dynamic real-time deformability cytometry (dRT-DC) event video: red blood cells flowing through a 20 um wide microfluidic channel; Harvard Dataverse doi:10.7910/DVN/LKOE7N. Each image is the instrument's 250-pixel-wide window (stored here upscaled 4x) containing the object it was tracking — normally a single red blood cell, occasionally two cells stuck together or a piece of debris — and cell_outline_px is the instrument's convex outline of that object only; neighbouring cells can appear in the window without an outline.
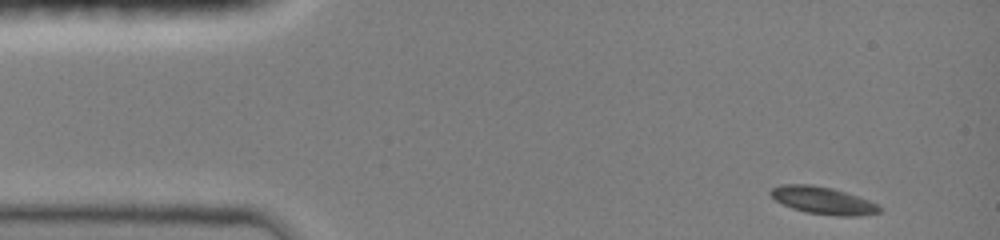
{"species": "common noctule bat (a hibernating species)", "species_latin": "Nyctalus noctula", "temperature_condition": "room temperature", "stored_images_in_passage": 43, "camera_frame_rate_fps": 3000, "um_per_image_px": 0.085, "animal": {"sex": "female", "body_mass_g": 19.0, "forearm_length_mm": 51.5}, "frame": {"image": 1, "passage_image": 1, "time_ms": 0.0, "image_size_px": [1000, 240], "cell_outline_px": [[884, 208], [880, 212], [860, 216], [836, 216], [804, 212], [792, 208], [776, 200], [768, 192], [772, 188], [780, 184], [812, 184], [832, 188], [868, 200]], "centroid_in_image_um": [69.95, 17.04], "position_along_channel_um": 15.1, "area_um2": 17.34}}
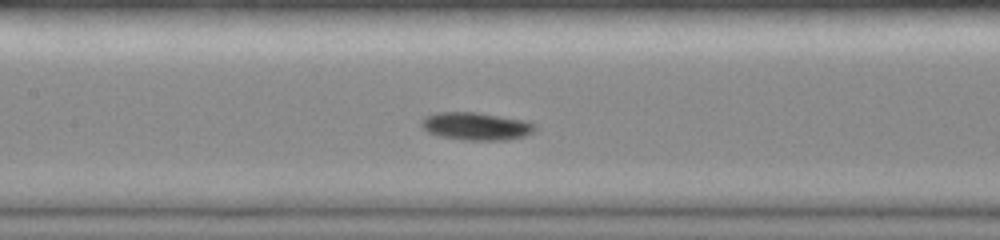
{"frame": {"image": 2, "passage_image": 19, "time_ms": 6.0, "image_size_px": [1000, 240], "cell_outline_px": [[536, 128], [532, 132], [524, 136], [508, 140], [464, 140], [440, 136], [428, 132], [420, 124], [420, 120], [424, 116], [436, 112], [476, 112], [528, 120], [536, 124]], "centroid_in_image_um": [40.48, 10.72], "position_along_channel_um": 166.9, "area_um2": 18.61}}
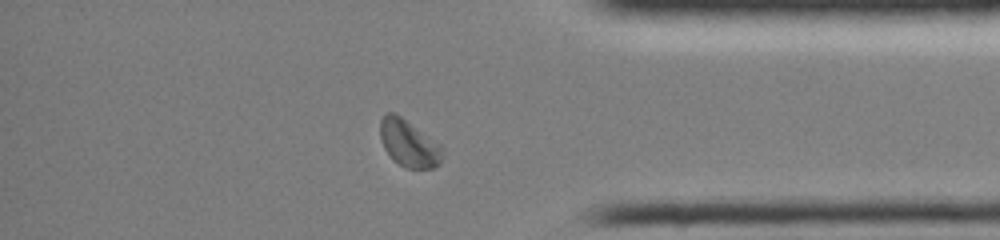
{"frame": {"image": 3, "passage_image": 37, "time_ms": 12.0, "image_size_px": [1000, 240], "cell_outline_px": [[444, 156], [440, 164], [432, 168], [404, 168], [384, 148], [380, 140], [380, 120], [388, 112], [392, 112], [400, 116], [440, 144], [444, 148]], "centroid_in_image_um": [34.78, 12.2], "position_along_channel_um": 400.4, "area_um2": 16.88}, "authors_computed_cell_mechanics": {"area_um2": 16.9932, "velocity_mm_per_s": 4.0072, "shape_relaxation_time_tau1_ms": 2.1996, "shape_relaxation_time_tau2_ms": null, "deformation_change_tau1": 0.099, "deformation_change_tau2": null}}